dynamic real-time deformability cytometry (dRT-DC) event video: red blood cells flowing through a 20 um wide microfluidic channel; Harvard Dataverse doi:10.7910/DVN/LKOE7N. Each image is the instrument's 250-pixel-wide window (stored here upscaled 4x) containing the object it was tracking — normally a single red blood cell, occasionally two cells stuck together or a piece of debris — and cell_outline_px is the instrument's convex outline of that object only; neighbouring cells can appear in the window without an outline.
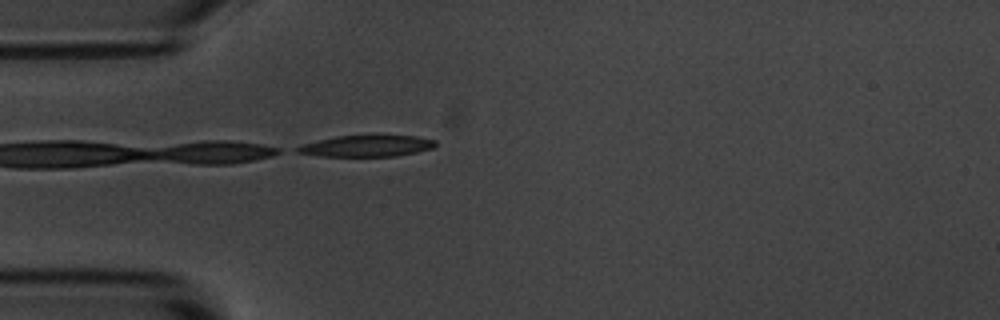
{"species": "common noctule bat (a hibernating species)", "species_latin": "Nyctalus noctula", "temperature_condition": "room temperature", "stored_images_in_passage": 24, "camera_frame_rate_fps": 3000, "um_per_image_px": 0.085, "animal": {"sex": "male", "body_mass_g": 20.1, "forearm_length_mm": 53.5}, "frame": {"image": 1, "passage_image": 1, "time_ms": 0.0, "image_size_px": [1000, 320], "cell_outline_px": [[436, 144], [432, 148], [416, 152], [396, 156], [320, 156], [296, 152], [292, 148], [300, 144], [336, 136], [372, 132], [416, 136], [436, 140]], "centroid_in_image_um": [31.15, 12.35], "position_along_channel_um": 53.9, "area_um2": 18.26}}